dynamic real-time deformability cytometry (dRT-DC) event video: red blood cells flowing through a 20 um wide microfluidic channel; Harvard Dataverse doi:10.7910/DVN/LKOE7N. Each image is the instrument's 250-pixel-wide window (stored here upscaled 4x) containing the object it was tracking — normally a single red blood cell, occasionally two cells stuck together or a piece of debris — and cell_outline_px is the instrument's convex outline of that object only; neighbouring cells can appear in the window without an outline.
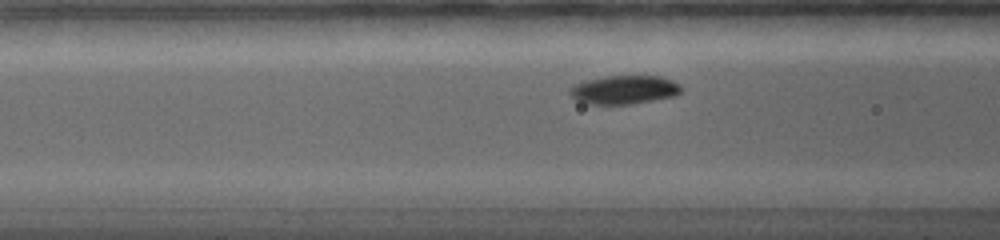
{"species": "common noctule bat (a hibernating species)", "species_latin": "Nyctalus noctula", "temperature_condition": "warm", "stored_images_in_passage": 37, "camera_frame_rate_fps": 5000, "um_per_image_px": 0.085, "animal": {"sex": "female", "body_mass_g": 19.0, "forearm_length_mm": 56.7}, "frame": {"image": 1, "passage_image": 10, "time_ms": 3.2, "image_size_px": [1000, 240], "cell_outline_px": [[684, 88], [676, 96], [632, 104], [588, 104], [572, 96], [568, 92], [576, 84], [584, 80], [604, 76], [660, 76], [672, 80], [680, 84]], "centroid_in_image_um": [53.11, 7.62], "position_along_channel_um": 113.5, "area_um2": 18.61}}
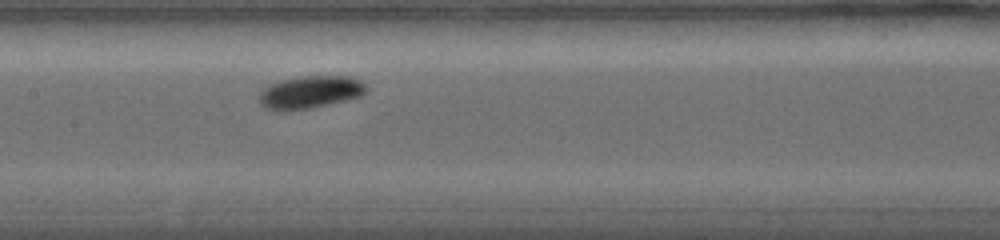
{"frame": {"image": 2, "passage_image": 17, "time_ms": 5.0, "image_size_px": [1000, 240], "cell_outline_px": [[368, 88], [360, 96], [344, 100], [308, 108], [284, 112], [276, 112], [264, 108], [260, 104], [260, 92], [268, 84], [280, 80], [304, 76], [348, 76], [360, 80]], "centroid_in_image_um": [26.29, 7.84], "position_along_channel_um": 181.1, "area_um2": 20.35}}
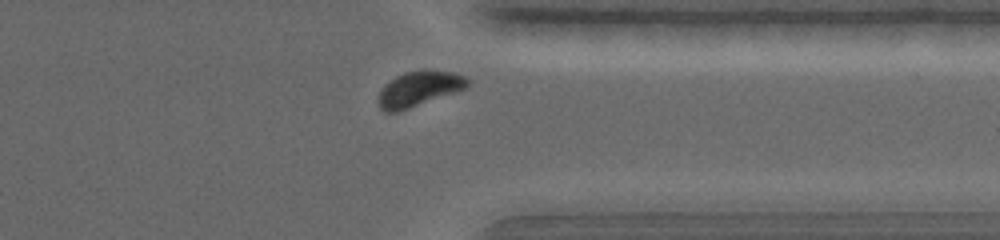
{"frame": {"image": 3, "passage_image": 34, "time_ms": 10.2, "image_size_px": [1000, 240], "cell_outline_px": [[472, 80], [464, 88], [456, 92], [396, 112], [384, 112], [380, 108], [380, 92], [384, 84], [396, 76], [404, 72], [452, 72], [464, 76]], "centroid_in_image_um": [35.61, 7.57], "position_along_channel_um": 375.8, "area_um2": 17.51}, "authors_computed_cell_mechanics": {"area_um2": 18.6116, "velocity_mm_per_s": 3.767, "shape_relaxation_time_tau1_ms": 1.8369, "shape_relaxation_time_tau2_ms": null, "deformation_change_tau1": 0.1174, "deformation_change_tau2": null}}